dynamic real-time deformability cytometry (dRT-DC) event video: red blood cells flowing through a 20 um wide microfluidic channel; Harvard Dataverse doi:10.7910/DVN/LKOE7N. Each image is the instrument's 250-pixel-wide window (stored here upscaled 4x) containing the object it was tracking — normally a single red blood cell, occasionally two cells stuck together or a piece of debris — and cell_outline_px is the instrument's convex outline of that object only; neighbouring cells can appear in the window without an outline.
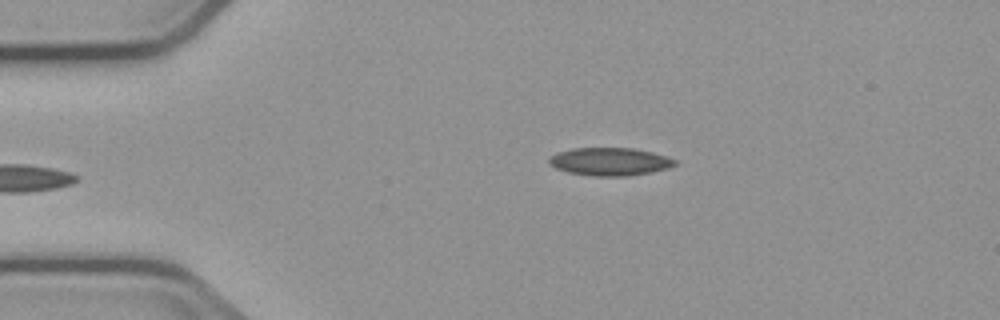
{"species": "common noctule bat (a hibernating species)", "species_latin": "Nyctalus noctula", "temperature_condition": "cold", "stored_images_in_passage": 4, "camera_frame_rate_fps": 3000, "um_per_image_px": 0.085, "animal": {"sex": "male", "body_mass_g": 23.1, "forearm_length_mm": 52.7}, "frame": {"image": 1, "passage_image": 4, "time_ms": 3.333, "image_size_px": [1000, 320], "cell_outline_px": [[676, 164], [668, 168], [652, 172], [624, 176], [596, 176], [568, 172], [556, 168], [548, 164], [548, 160], [556, 152], [572, 148], [632, 148], [652, 152], [676, 160]], "centroid_in_image_um": [51.81, 13.73], "position_along_channel_um": 33.2, "area_um2": 20.35}}